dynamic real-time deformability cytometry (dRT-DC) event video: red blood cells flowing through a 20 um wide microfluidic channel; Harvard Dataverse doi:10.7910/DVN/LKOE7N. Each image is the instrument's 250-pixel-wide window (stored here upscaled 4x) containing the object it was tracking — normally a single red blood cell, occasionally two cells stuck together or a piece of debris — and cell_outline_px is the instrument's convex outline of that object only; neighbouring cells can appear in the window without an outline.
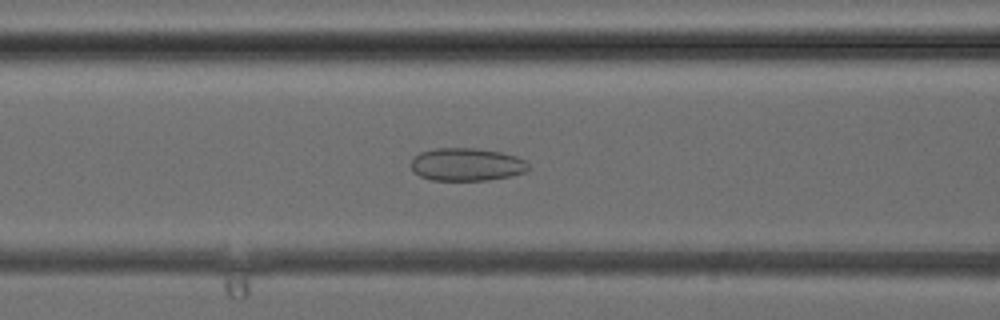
{"species": "common noctule bat (a hibernating species)", "species_latin": "Nyctalus noctula", "temperature_condition": "cold", "stored_images_in_passage": 39, "camera_frame_rate_fps": 3000, "um_per_image_px": 0.085, "animal": {"sex": "female", "body_mass_g": 24.6, "forearm_length_mm": 56.2}, "frame": {"image": 1, "passage_image": 16, "time_ms": 5.0, "image_size_px": [1000, 320], "cell_outline_px": [[528, 168], [524, 172], [512, 176], [488, 180], [432, 180], [420, 176], [412, 168], [412, 160], [420, 152], [436, 148], [476, 148], [500, 152], [516, 156], [524, 160], [528, 164]], "centroid_in_image_um": [39.68, 13.98], "position_along_channel_um": 126.9, "area_um2": 22.31}}
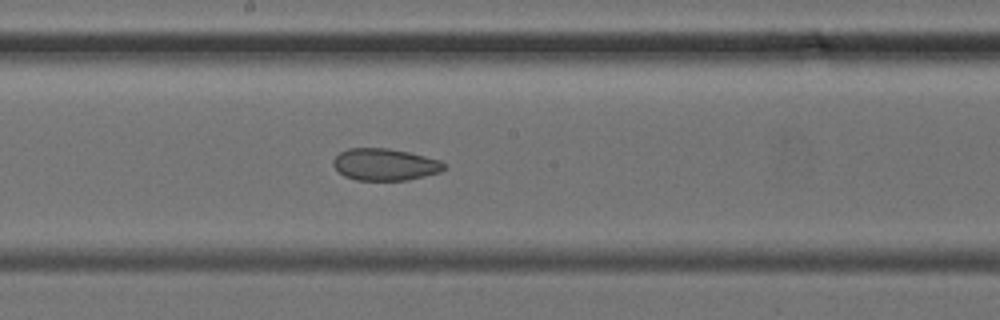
{"frame": {"image": 2, "passage_image": 21, "time_ms": 6.667, "image_size_px": [1000, 320], "cell_outline_px": [[448, 168], [440, 172], [408, 180], [356, 180], [344, 176], [332, 164], [332, 160], [340, 152], [348, 148], [388, 148], [408, 152], [440, 160]], "centroid_in_image_um": [32.72, 13.98], "position_along_channel_um": 215.5, "area_um2": 20.63}}
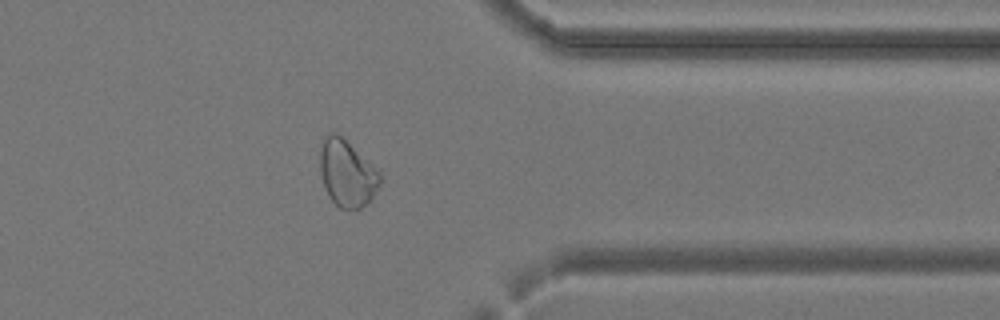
{"frame": {"image": 3, "passage_image": 31, "time_ms": 10.0, "image_size_px": [1000, 320], "cell_outline_px": [[380, 184], [372, 200], [356, 212], [340, 208], [328, 196], [324, 188], [320, 172], [320, 148], [324, 140], [332, 132], [336, 132], [380, 172]], "centroid_in_image_um": [29.5, 14.81], "position_along_channel_um": 381.9, "area_um2": 23.29}}